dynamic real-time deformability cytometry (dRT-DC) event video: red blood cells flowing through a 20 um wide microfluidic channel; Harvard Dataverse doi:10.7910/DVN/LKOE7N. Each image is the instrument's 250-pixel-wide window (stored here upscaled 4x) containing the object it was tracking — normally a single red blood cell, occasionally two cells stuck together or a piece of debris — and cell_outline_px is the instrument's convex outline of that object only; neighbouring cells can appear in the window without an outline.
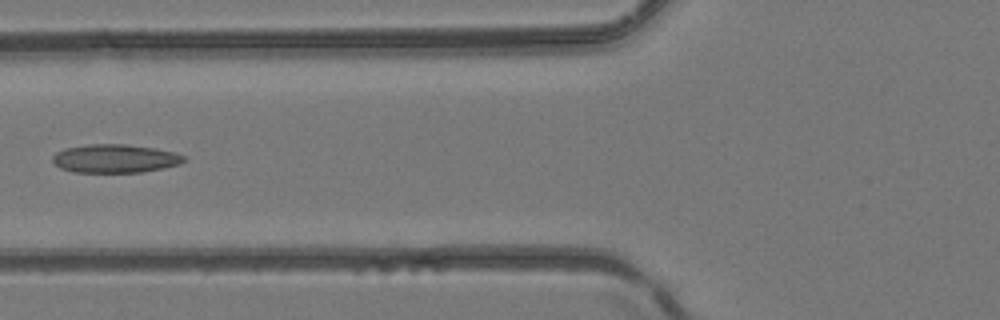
{"species": "common noctule bat (a hibernating species)", "species_latin": "Nyctalus noctula", "temperature_condition": "room temperature", "stored_images_in_passage": 5, "camera_frame_rate_fps": 3000, "um_per_image_px": 0.085, "animal": {"sex": "female", "body_mass_g": 24.6, "forearm_length_mm": 56.2}, "frame": {"image": 1, "passage_image": 5, "time_ms": 1.333, "image_size_px": [1000, 320], "cell_outline_px": [[184, 160], [180, 164], [164, 168], [140, 172], [72, 172], [60, 168], [52, 160], [52, 156], [56, 152], [64, 148], [88, 144], [128, 144], [156, 148], [176, 152], [184, 156]], "centroid_in_image_um": [9.77, 13.47], "position_along_channel_um": 116.0, "area_um2": 21.91}}